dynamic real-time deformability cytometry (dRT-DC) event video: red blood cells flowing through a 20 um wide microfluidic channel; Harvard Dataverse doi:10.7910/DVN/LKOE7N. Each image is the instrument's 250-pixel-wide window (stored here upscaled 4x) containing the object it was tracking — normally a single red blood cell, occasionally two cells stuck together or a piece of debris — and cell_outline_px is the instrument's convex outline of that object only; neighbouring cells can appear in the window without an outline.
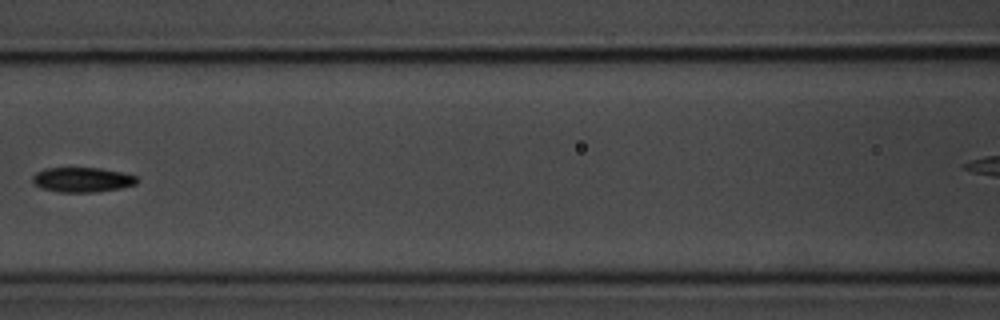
{"species": "common noctule bat (a hibernating species)", "species_latin": "Nyctalus noctula", "temperature_condition": "room temperature", "stored_images_in_passage": 12, "camera_frame_rate_fps": 3000, "um_per_image_px": 0.085, "animal": {"sex": "male", "body_mass_g": 20.1, "forearm_length_mm": 53.5}, "frame": {"image": 1, "passage_image": 10, "time_ms": 11.667, "image_size_px": [1000, 320], "cell_outline_px": [[136, 184], [120, 188], [92, 192], [56, 192], [40, 188], [32, 184], [32, 176], [36, 172], [44, 168], [100, 168], [124, 172], [136, 176]], "centroid_in_image_um": [6.93, 15.27], "position_along_channel_um": 159.7, "area_um2": 15.2}}